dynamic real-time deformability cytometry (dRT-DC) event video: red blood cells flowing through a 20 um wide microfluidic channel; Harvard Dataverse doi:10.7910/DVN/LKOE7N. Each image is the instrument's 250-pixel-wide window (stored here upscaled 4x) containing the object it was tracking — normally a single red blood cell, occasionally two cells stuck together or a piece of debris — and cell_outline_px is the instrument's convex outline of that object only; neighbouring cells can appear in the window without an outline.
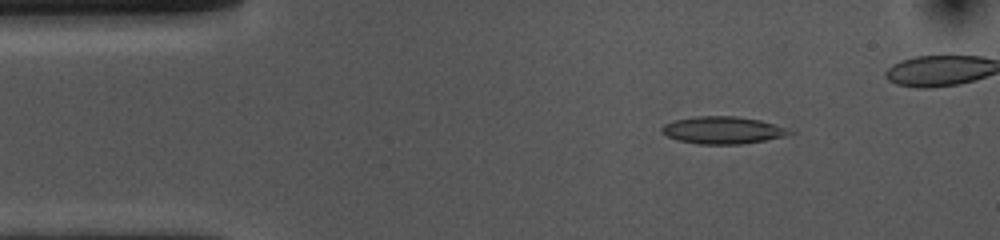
{"species": "common noctule bat (a hibernating species)", "species_latin": "Nyctalus noctula", "temperature_condition": "cold", "stored_images_in_passage": 46, "camera_frame_rate_fps": 3000, "um_per_image_px": 0.085, "animal": {"sex": "female", "body_mass_g": 10.0, "forearm_length_mm": 53.1}, "frame": {"image": 1, "passage_image": 7, "time_ms": 2.0, "image_size_px": [1000, 240], "cell_outline_px": [[796, 132], [784, 136], [764, 140], [740, 144], [696, 144], [676, 140], [660, 132], [660, 128], [664, 124], [676, 120], [696, 116], [736, 116], [760, 120]], "centroid_in_image_um": [61.38, 11.07], "position_along_channel_um": 23.6, "area_um2": 20.17}}
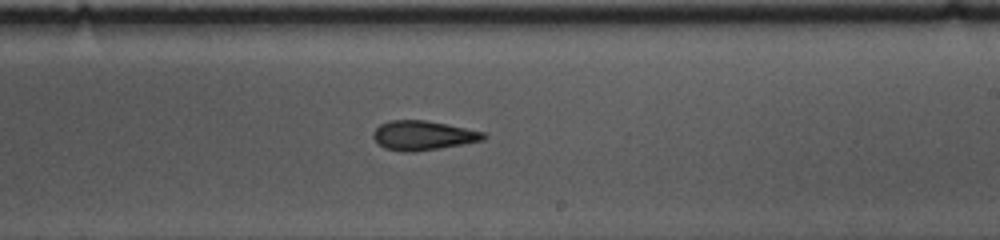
{"frame": {"image": 2, "passage_image": 30, "time_ms": 9.667, "image_size_px": [1000, 240], "cell_outline_px": [[488, 136], [484, 140], [464, 144], [440, 148], [412, 152], [404, 152], [384, 148], [372, 136], [372, 132], [380, 124], [388, 120], [424, 120], [448, 124], [484, 132]], "centroid_in_image_um": [35.96, 11.51], "position_along_channel_um": 253.0, "area_um2": 18.96}}
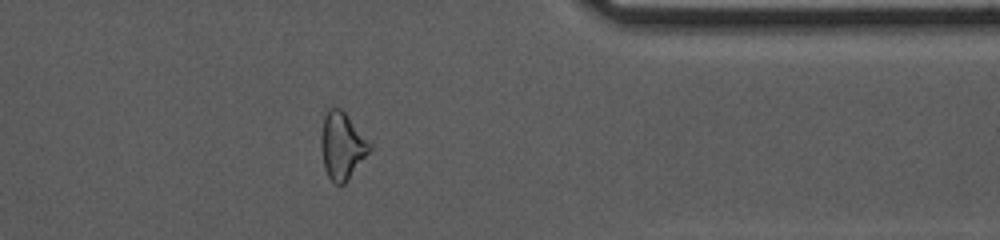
{"frame": {"image": 3, "passage_image": 42, "time_ms": 13.667, "image_size_px": [1000, 240], "cell_outline_px": [[372, 148], [348, 180], [344, 184], [336, 184], [328, 176], [324, 168], [320, 148], [320, 136], [324, 116], [328, 108], [340, 108], [344, 112], [372, 144]], "centroid_in_image_um": [29.05, 12.39], "position_along_channel_um": 382.3, "area_um2": 18.96}, "authors_computed_cell_mechanics": {"area_um2": 19.074, "velocity_mm_per_s": 3.667, "shape_relaxation_time_tau1_ms": 5.2226, "shape_relaxation_time_tau2_ms": 4.657, "deformation_change_tau1": 0.1366, "deformation_change_tau2": 0.1447}}